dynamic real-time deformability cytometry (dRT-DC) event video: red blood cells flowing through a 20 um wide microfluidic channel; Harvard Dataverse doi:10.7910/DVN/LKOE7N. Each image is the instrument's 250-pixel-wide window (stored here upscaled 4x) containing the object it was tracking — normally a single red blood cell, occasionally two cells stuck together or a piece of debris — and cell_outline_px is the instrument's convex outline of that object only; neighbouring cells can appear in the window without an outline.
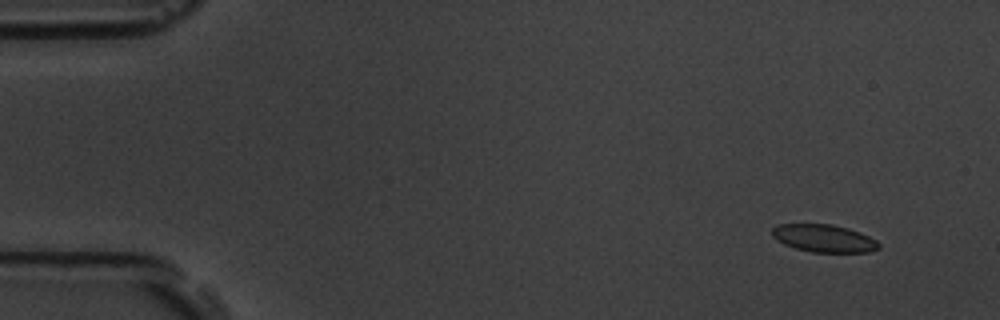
{"species": "common noctule bat (a hibernating species)", "species_latin": "Nyctalus noctula", "temperature_condition": "room temperature", "stored_images_in_passage": 17, "camera_frame_rate_fps": 3000, "um_per_image_px": 0.085, "animal": {"sex": "male", "body_mass_g": 19.5, "forearm_length_mm": 54.6}, "frame": {"image": 1, "passage_image": 2, "time_ms": 1.0, "image_size_px": [1000, 320], "cell_outline_px": [[880, 248], [868, 252], [812, 252], [796, 248], [784, 244], [776, 240], [772, 236], [772, 228], [780, 224], [832, 224], [848, 228], [860, 232], [876, 240], [880, 244]], "centroid_in_image_um": [70.03, 20.25], "position_along_channel_um": 15.0, "area_um2": 17.17}}
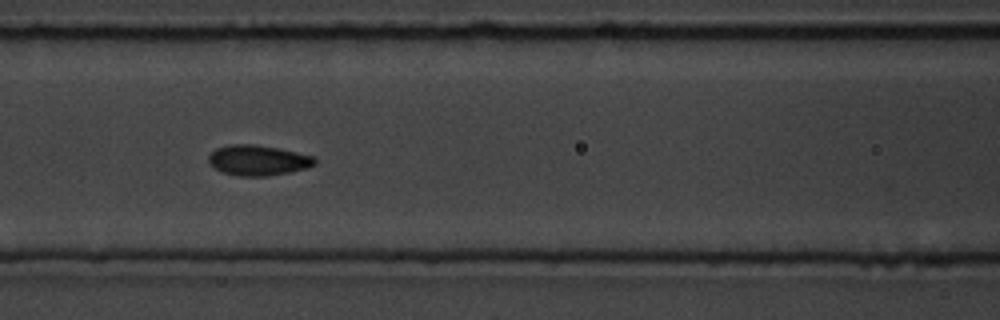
{"frame": {"image": 2, "passage_image": 8, "time_ms": 7.667, "image_size_px": [1000, 320], "cell_outline_px": [[316, 164], [308, 168], [268, 176], [240, 176], [220, 172], [208, 164], [208, 156], [216, 148], [228, 144], [256, 144], [280, 148], [316, 156]], "centroid_in_image_um": [21.93, 13.61], "position_along_channel_um": 144.7, "area_um2": 19.19}}
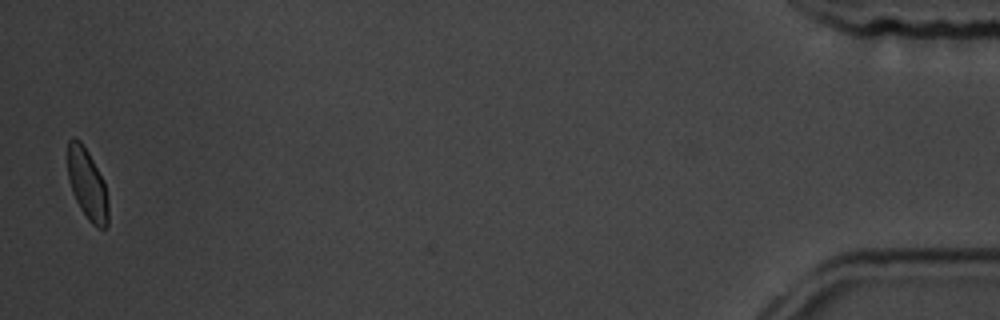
{"frame": {"image": 3, "passage_image": 17, "time_ms": 18.0, "image_size_px": [1000, 320], "cell_outline_px": [[108, 224], [104, 228], [100, 228], [92, 224], [88, 220], [80, 208], [72, 192], [68, 176], [68, 140], [72, 136], [76, 136], [80, 140], [88, 152], [104, 184], [108, 204]], "centroid_in_image_um": [7.39, 15.65], "position_along_channel_um": 427.8, "area_um2": 16.47}, "authors_computed_cell_mechanics": {"area_um2": 18.0336, "velocity_mm_per_s": 3.6437, "shape_relaxation_time_tau1_ms": 2.8664, "shape_relaxation_time_tau2_ms": 0.9853, "deformation_change_tau1": 0.0976, "deformation_change_tau2": 0.0301}}